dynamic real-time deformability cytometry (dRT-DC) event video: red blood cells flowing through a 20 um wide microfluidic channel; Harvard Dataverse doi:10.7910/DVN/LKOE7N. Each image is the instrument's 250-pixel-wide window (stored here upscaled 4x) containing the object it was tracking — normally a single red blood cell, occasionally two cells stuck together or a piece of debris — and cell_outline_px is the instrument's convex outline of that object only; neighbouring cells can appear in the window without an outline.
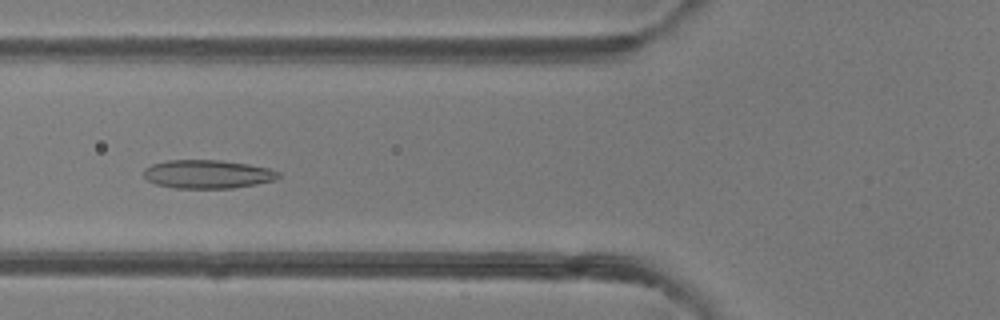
{"species": "common noctule bat (a hibernating species)", "species_latin": "Nyctalus noctula", "temperature_condition": "room temperature", "stored_images_in_passage": 50, "camera_frame_rate_fps": 3000, "um_per_image_px": 0.085, "animal": {"sex": "female"}, "frame": {"image": 1, "passage_image": 19, "time_ms": 6.0, "image_size_px": [1000, 320], "cell_outline_px": [[280, 176], [272, 180], [256, 184], [232, 188], [176, 188], [156, 184], [148, 180], [144, 176], [144, 168], [152, 164], [168, 160], [220, 160], [248, 164], [268, 168], [280, 172]], "centroid_in_image_um": [17.63, 14.8], "position_along_channel_um": 108.2, "area_um2": 22.25}}
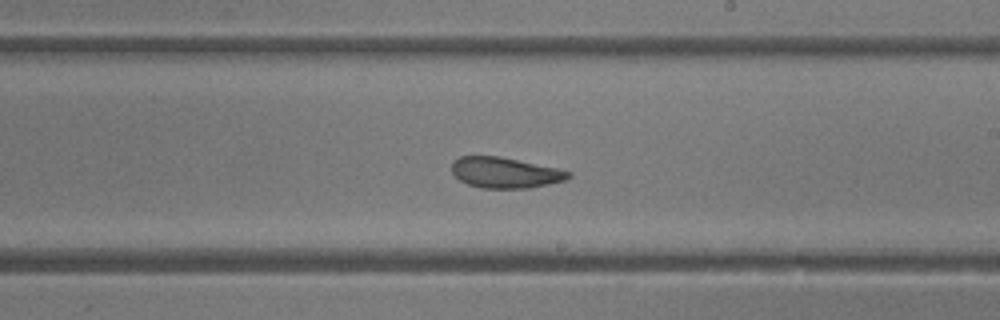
{"frame": {"image": 2, "passage_image": 29, "time_ms": 9.333, "image_size_px": [1000, 320], "cell_outline_px": [[572, 176], [564, 180], [548, 184], [528, 188], [480, 188], [468, 184], [460, 180], [452, 172], [452, 160], [460, 156], [500, 156], [556, 168], [572, 172]], "centroid_in_image_um": [42.91, 14.67], "position_along_channel_um": 246.1, "area_um2": 20.81}}
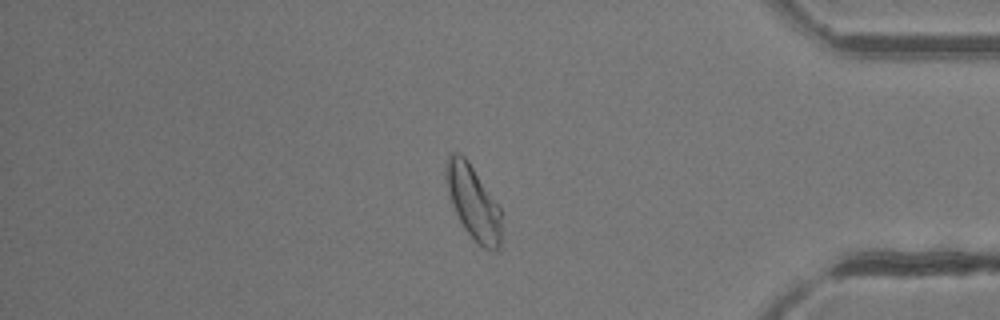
{"frame": {"image": 3, "passage_image": 42, "time_ms": 13.667, "image_size_px": [1000, 320], "cell_outline_px": [[500, 248], [496, 252], [484, 248], [464, 228], [452, 204], [444, 172], [448, 156], [452, 152], [460, 152], [468, 160], [500, 208]], "centroid_in_image_um": [40.21, 17.17], "position_along_channel_um": 395.0, "area_um2": 23.35}}